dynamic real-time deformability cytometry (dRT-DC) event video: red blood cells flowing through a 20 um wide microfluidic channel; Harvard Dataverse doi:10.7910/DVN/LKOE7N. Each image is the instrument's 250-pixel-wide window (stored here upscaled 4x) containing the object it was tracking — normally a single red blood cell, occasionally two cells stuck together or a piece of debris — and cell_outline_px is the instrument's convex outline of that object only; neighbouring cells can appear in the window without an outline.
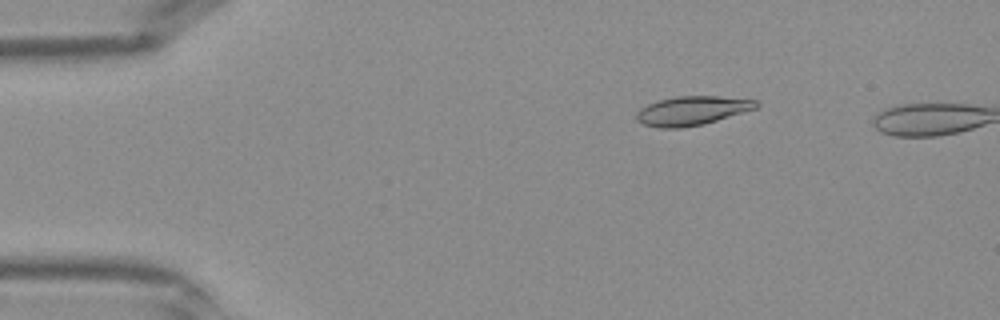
{"species": "Egyptian fruit bat (a non-hibernating species)", "species_latin": "Rousettus aegyptiacus", "temperature_condition": "warm", "stored_images_in_passage": 33, "camera_frame_rate_fps": 3000, "um_per_image_px": 0.085, "frame": {"image": 1, "passage_image": 1, "time_ms": 0.0, "image_size_px": [1000, 320], "cell_outline_px": [[760, 104], [756, 108], [704, 124], [680, 128], [660, 128], [644, 124], [636, 120], [636, 112], [640, 108], [648, 104], [660, 100], [676, 96], [720, 96], [756, 100]], "centroid_in_image_um": [58.81, 9.41], "position_along_channel_um": 26.2, "area_um2": 20.17}}
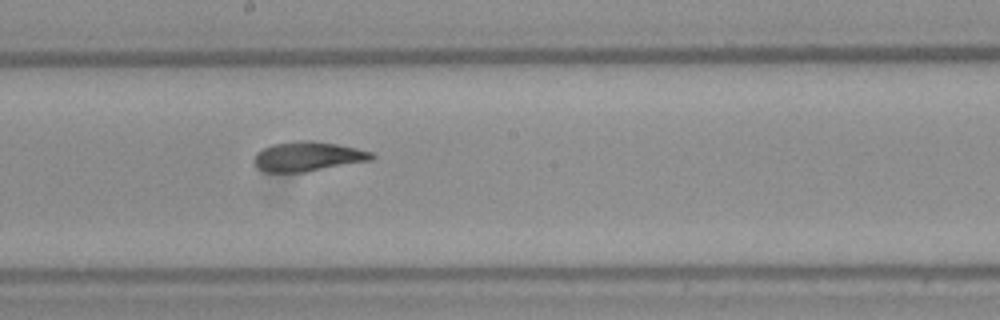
{"frame": {"image": 2, "passage_image": 17, "time_ms": 5.333, "image_size_px": [1000, 320], "cell_outline_px": [[376, 156], [372, 160], [304, 172], [264, 172], [256, 168], [252, 160], [256, 152], [272, 144], [296, 140], [312, 140], [336, 144], [356, 148], [372, 152]], "centroid_in_image_um": [26.12, 13.3], "position_along_channel_um": 222.1, "area_um2": 20.46}}
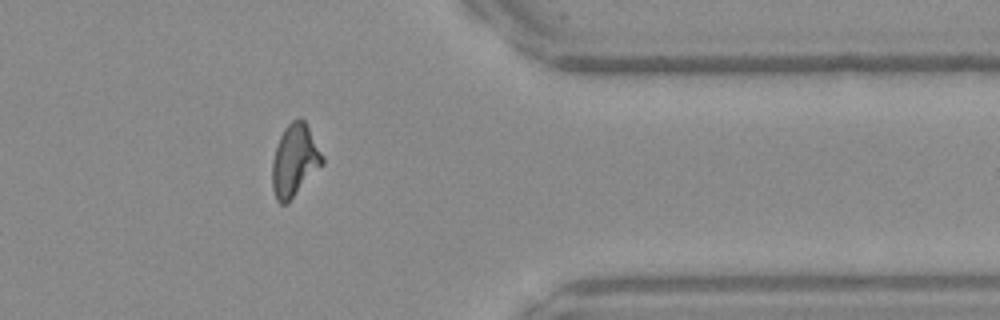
{"frame": {"image": 3, "passage_image": 28, "time_ms": 9.0, "image_size_px": [1000, 320], "cell_outline_px": [[324, 164], [288, 204], [280, 204], [276, 200], [272, 188], [272, 160], [276, 144], [284, 128], [292, 120], [300, 116], [304, 120], [324, 156]], "centroid_in_image_um": [25.04, 13.66], "position_along_channel_um": 386.4, "area_um2": 21.5}}